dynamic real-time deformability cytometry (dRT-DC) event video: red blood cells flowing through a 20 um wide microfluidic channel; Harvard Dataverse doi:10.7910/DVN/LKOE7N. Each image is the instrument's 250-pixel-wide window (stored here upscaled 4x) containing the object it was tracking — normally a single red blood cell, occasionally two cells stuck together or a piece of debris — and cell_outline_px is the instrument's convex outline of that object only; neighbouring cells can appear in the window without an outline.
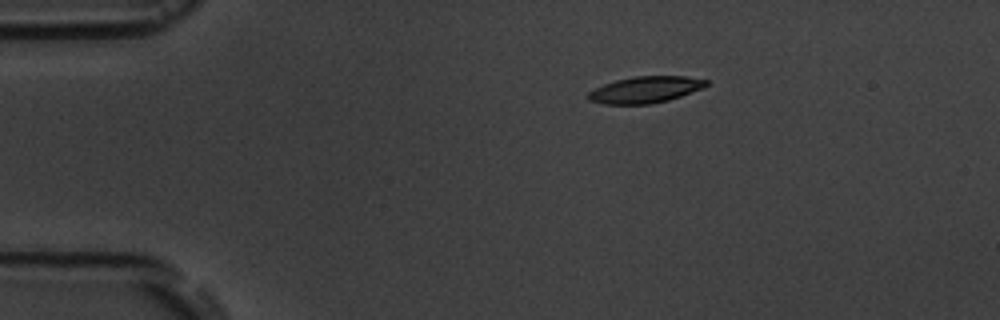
{"species": "common noctule bat (a hibernating species)", "species_latin": "Nyctalus noctula", "temperature_condition": "room temperature", "stored_images_in_passage": 7, "camera_frame_rate_fps": 3000, "um_per_image_px": 0.085, "animal": {"sex": "male", "body_mass_g": 19.5, "forearm_length_mm": 54.6}, "frame": {"image": 1, "passage_image": 2, "time_ms": 1.333, "image_size_px": [1000, 320], "cell_outline_px": [[708, 84], [704, 88], [668, 100], [652, 104], [604, 104], [588, 100], [588, 92], [604, 84], [616, 80], [632, 76], [684, 76], [708, 80]], "centroid_in_image_um": [54.86, 7.62], "position_along_channel_um": 30.1, "area_um2": 18.21}}
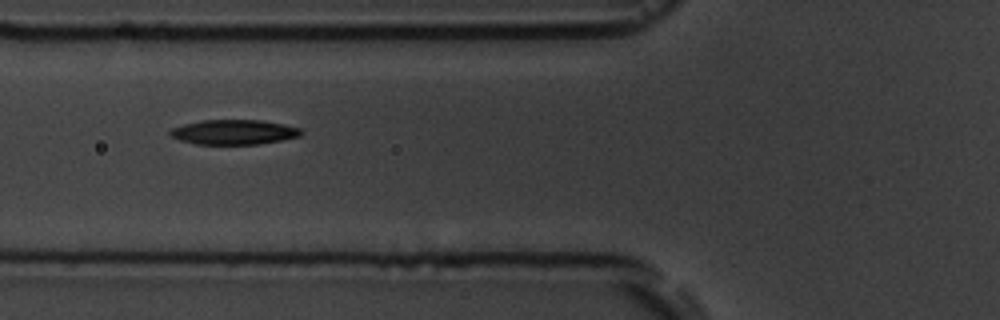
{"frame": {"image": 2, "passage_image": 5, "time_ms": 5.0, "image_size_px": [1000, 320], "cell_outline_px": [[304, 132], [300, 136], [260, 144], [196, 144], [180, 140], [172, 136], [168, 132], [172, 128], [184, 124], [200, 120], [260, 120], [284, 124], [300, 128]], "centroid_in_image_um": [19.89, 11.22], "position_along_channel_um": 105.9, "area_um2": 18.9}}
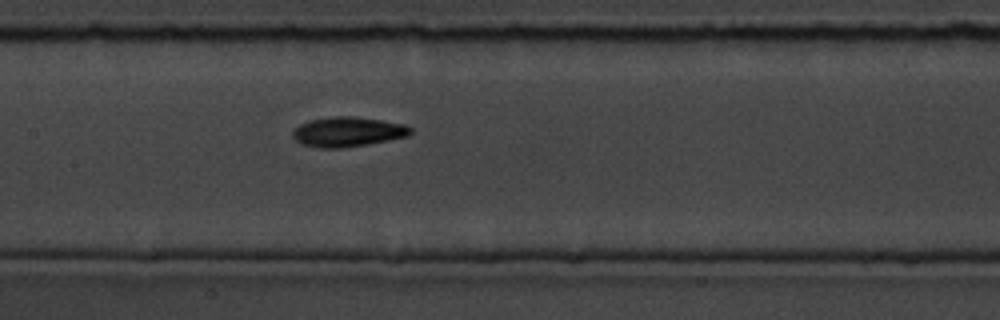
{"frame": {"image": 3, "passage_image": 7, "time_ms": 7.0, "image_size_px": [1000, 320], "cell_outline_px": [[412, 132], [408, 136], [388, 140], [340, 148], [320, 148], [300, 144], [292, 136], [292, 132], [300, 124], [308, 120], [332, 116], [356, 116], [404, 124], [412, 128]], "centroid_in_image_um": [29.53, 11.19], "position_along_channel_um": 177.9, "area_um2": 20.4}}